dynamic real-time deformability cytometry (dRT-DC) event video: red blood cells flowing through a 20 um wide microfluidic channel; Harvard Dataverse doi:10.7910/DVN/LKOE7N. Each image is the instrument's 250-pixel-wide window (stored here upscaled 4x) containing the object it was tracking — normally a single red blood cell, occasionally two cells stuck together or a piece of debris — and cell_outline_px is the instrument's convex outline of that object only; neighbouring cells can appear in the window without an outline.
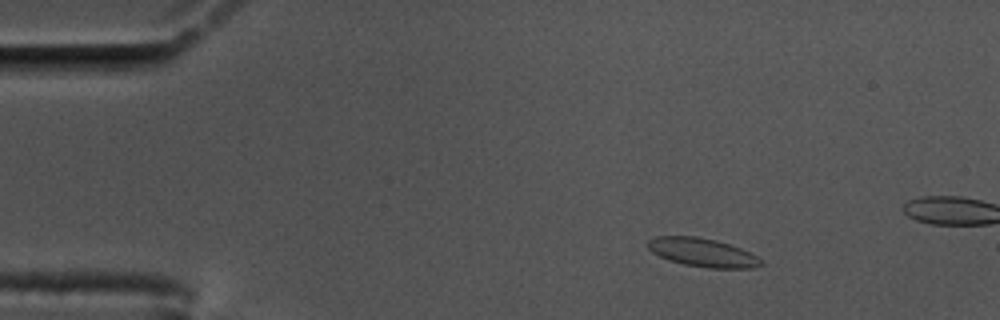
{"species": "common noctule bat (a hibernating species)", "species_latin": "Nyctalus noctula", "temperature_condition": "cold", "stored_images_in_passage": 11, "camera_frame_rate_fps": 3000, "um_per_image_px": 0.085, "animal": {"sex": "male", "body_mass_g": 17.5, "forearm_length_mm": 52.3}, "frame": {"image": 1, "passage_image": 2, "time_ms": 0.333, "image_size_px": [1000, 320], "cell_outline_px": [[764, 264], [752, 268], [708, 268], [684, 264], [660, 256], [652, 252], [648, 248], [648, 240], [656, 236], [696, 236], [716, 240], [740, 248], [764, 260]], "centroid_in_image_um": [59.74, 21.46], "position_along_channel_um": 25.3, "area_um2": 18.67}}